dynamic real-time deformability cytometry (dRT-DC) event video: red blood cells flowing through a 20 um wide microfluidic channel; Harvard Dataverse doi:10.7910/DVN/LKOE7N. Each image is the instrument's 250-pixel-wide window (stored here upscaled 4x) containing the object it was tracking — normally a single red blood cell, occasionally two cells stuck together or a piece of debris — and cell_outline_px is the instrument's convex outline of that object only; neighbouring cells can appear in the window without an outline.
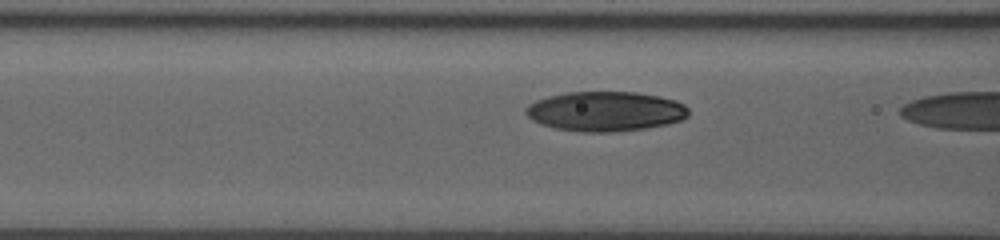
{"species": "human", "species_latin": "Homo sapiens", "temperature_condition": "room temperature", "stored_images_in_passage": 12, "camera_frame_rate_fps": 3000, "um_per_image_px": 0.085, "donor": {"sex": "male"}, "frame": {"image": 1, "passage_image": 11, "time_ms": 3.333, "image_size_px": [1000, 240], "cell_outline_px": [[688, 116], [680, 120], [668, 124], [644, 128], [612, 132], [584, 132], [556, 128], [540, 124], [532, 120], [524, 112], [524, 108], [528, 104], [536, 100], [548, 96], [568, 92], [636, 92], [660, 96], [676, 100], [684, 104], [688, 108]], "centroid_in_image_um": [51.44, 9.46], "position_along_channel_um": 115.2, "area_um2": 37.8}}